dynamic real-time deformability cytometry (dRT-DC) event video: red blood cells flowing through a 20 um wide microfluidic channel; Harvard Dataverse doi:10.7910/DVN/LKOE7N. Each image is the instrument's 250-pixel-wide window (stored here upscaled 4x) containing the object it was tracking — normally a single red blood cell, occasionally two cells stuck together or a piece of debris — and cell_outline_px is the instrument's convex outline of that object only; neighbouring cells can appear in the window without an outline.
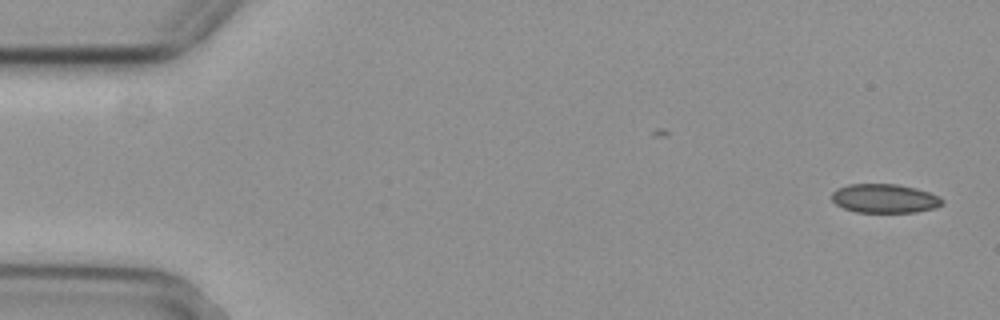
{"species": "common noctule bat (a hibernating species)", "species_latin": "Nyctalus noctula", "temperature_condition": "cold", "stored_images_in_passage": 53, "camera_frame_rate_fps": 3000, "um_per_image_px": 0.085, "animal": {"sex": "female", "body_mass_g": 29.2, "forearm_length_mm": 56.3}, "frame": {"image": 1, "passage_image": 1, "time_ms": 0.0, "image_size_px": [1000, 320], "cell_outline_px": [[944, 204], [936, 208], [916, 212], [856, 212], [844, 208], [836, 204], [832, 200], [832, 192], [836, 188], [848, 184], [896, 184], [916, 188], [928, 192], [944, 200]], "centroid_in_image_um": [75.18, 16.87], "position_along_channel_um": 9.8, "area_um2": 18.67}}
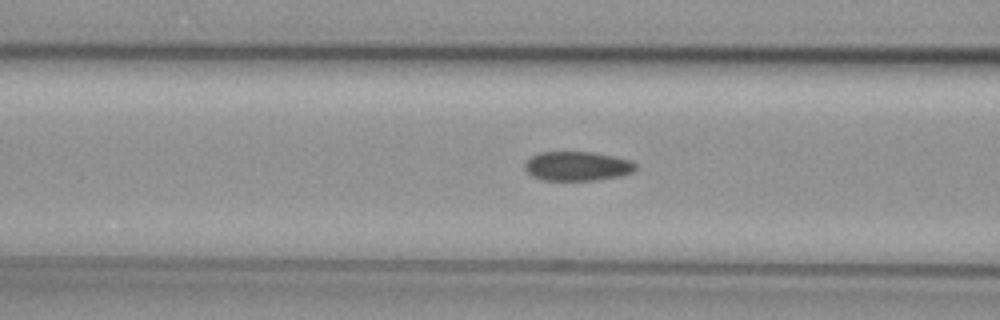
{"frame": {"image": 2, "passage_image": 20, "time_ms": 6.333, "image_size_px": [1000, 320], "cell_outline_px": [[636, 168], [632, 172], [620, 176], [596, 180], [544, 180], [532, 176], [524, 168], [524, 164], [532, 156], [540, 152], [592, 152], [616, 156], [632, 160], [636, 164]], "centroid_in_image_um": [49.09, 14.12], "position_along_channel_um": 117.5, "area_um2": 18.96}}
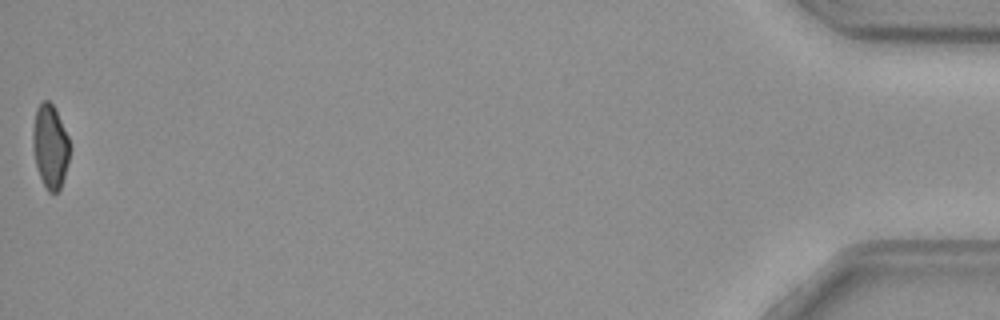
{"frame": {"image": 3, "passage_image": 53, "time_ms": 17.333, "image_size_px": [1000, 320], "cell_outline_px": [[72, 148], [64, 176], [60, 188], [56, 192], [48, 192], [40, 176], [36, 164], [32, 148], [32, 132], [36, 108], [44, 100], [48, 100], [52, 104], [68, 136]], "centroid_in_image_um": [4.27, 12.44], "position_along_channel_um": 430.9, "area_um2": 17.98}, "authors_computed_cell_mechanics": {"area_um2": 19.4208, "velocity_mm_per_s": 3.8061, "shape_relaxation_time_tau1_ms": 8.5624, "shape_relaxation_time_tau2_ms": 3.4941, "deformation_change_tau1": 0.1271, "deformation_change_tau2": 0.0708}}